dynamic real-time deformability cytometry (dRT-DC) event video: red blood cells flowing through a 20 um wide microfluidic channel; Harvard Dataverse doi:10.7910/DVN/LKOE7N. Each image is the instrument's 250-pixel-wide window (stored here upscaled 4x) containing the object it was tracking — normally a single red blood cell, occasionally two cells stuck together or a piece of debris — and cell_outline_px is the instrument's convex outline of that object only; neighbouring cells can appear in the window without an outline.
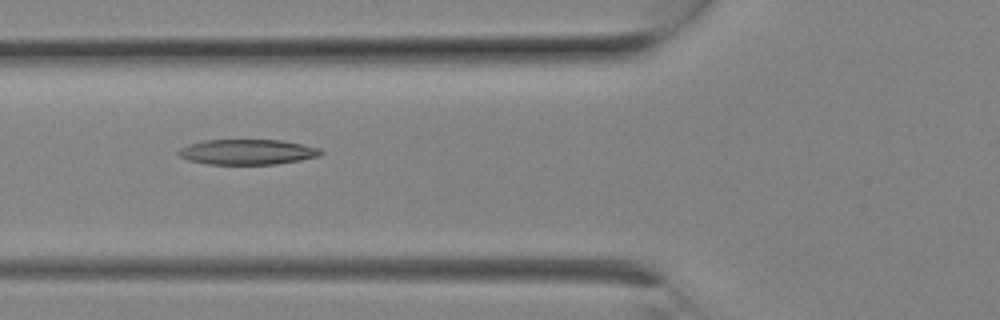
{"species": "Egyptian fruit bat (a non-hibernating species)", "species_latin": "Rousettus aegyptiacus", "temperature_condition": "room temperature", "stored_images_in_passage": 7, "camera_frame_rate_fps": 3000, "um_per_image_px": 0.085, "animal": {"sex": "female"}, "frame": {"image": 1, "passage_image": 6, "time_ms": 1.667, "image_size_px": [1000, 320], "cell_outline_px": [[324, 152], [320, 156], [300, 160], [276, 164], [208, 164], [188, 160], [180, 156], [176, 152], [180, 148], [188, 144], [204, 140], [284, 140], [320, 148]], "centroid_in_image_um": [21.04, 12.91], "position_along_channel_um": 104.8, "area_um2": 21.04}}
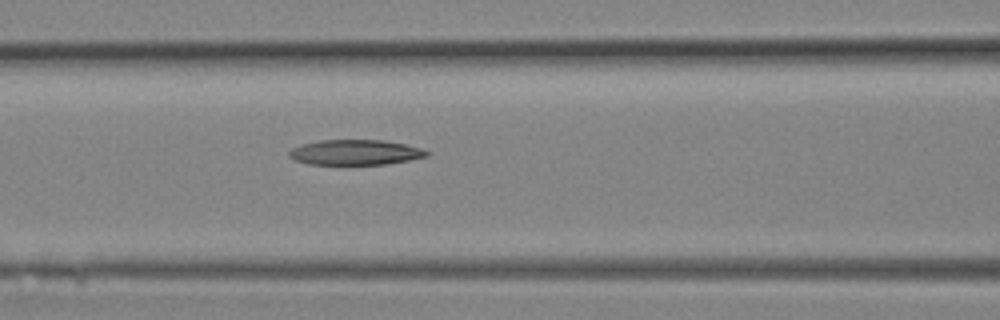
{"frame": {"image": 2, "passage_image": 7, "time_ms": 2.0, "image_size_px": [1000, 320], "cell_outline_px": [[432, 152], [428, 156], [408, 160], [384, 164], [308, 164], [296, 160], [288, 156], [288, 152], [292, 148], [304, 144], [320, 140], [384, 140], [424, 148]], "centroid_in_image_um": [30.24, 12.94], "position_along_channel_um": 136.4, "area_um2": 20.17}}